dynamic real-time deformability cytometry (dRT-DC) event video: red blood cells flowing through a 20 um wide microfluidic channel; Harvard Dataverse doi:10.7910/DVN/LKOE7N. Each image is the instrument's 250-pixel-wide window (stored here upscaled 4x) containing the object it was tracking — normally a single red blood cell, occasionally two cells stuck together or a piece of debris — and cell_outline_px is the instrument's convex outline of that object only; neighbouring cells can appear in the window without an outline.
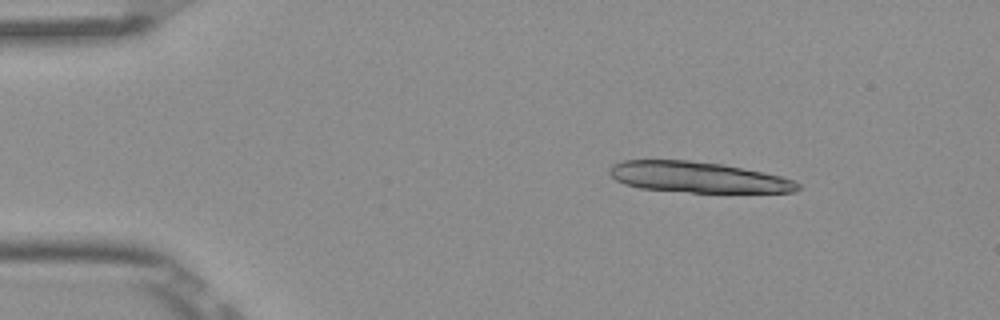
{"species": "Egyptian fruit bat (a non-hibernating species)", "species_latin": "Rousettus aegyptiacus", "temperature_condition": "room temperature", "stored_images_in_passage": 4, "segment_of_instrument_passage": [1, 2], "camera_frame_rate_fps": 3000, "um_per_image_px": 0.085, "frame": {"image": 1, "passage_image": 1, "time_ms": 0.0, "image_size_px": [1000, 320], "cell_outline_px": [[800, 188], [796, 192], [692, 192], [640, 188], [624, 184], [616, 180], [608, 172], [608, 168], [612, 164], [624, 160], [688, 160], [724, 164], [764, 172], [780, 176], [792, 180], [800, 184]], "centroid_in_image_um": [59.3, 15.05], "position_along_channel_um": 25.7, "area_um2": 33.76}}